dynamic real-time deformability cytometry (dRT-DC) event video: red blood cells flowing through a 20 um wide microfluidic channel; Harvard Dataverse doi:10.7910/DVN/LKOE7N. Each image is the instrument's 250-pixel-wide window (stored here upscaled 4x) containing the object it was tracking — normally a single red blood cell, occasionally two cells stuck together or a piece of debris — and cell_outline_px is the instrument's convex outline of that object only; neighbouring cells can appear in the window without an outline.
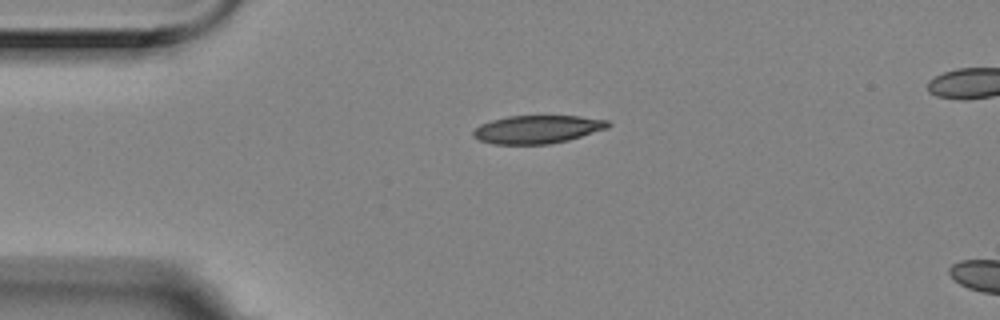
{"species": "Egyptian fruit bat (a non-hibernating species)", "species_latin": "Rousettus aegyptiacus", "temperature_condition": "room temperature", "stored_images_in_passage": 2, "camera_frame_rate_fps": 3000, "um_per_image_px": 0.085, "animal": {"sex": "female"}, "frame": {"image": 1, "passage_image": 1, "time_ms": 0.0, "image_size_px": [1000, 320], "cell_outline_px": [[612, 124], [608, 128], [568, 140], [548, 144], [492, 144], [480, 140], [472, 136], [472, 132], [480, 124], [492, 120], [508, 116], [580, 116], [608, 120]], "centroid_in_image_um": [45.68, 10.99], "position_along_channel_um": 39.3, "area_um2": 22.08}}